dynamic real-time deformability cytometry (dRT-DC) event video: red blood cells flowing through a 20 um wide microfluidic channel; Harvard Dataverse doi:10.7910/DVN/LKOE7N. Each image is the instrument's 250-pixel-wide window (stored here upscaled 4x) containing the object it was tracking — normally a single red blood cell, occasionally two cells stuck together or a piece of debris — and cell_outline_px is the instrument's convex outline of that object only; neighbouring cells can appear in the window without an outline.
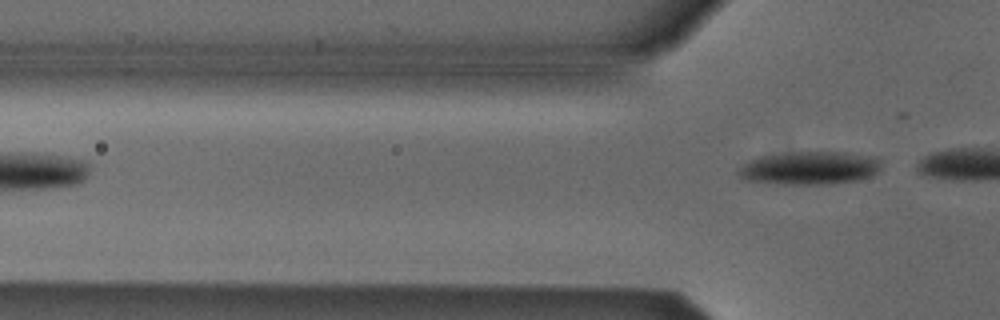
{"species": "Egyptian fruit bat (a non-hibernating species)", "species_latin": "Rousettus aegyptiacus", "temperature_condition": "cold", "stored_images_in_passage": 4, "segment_of_instrument_passage": [2, 2], "camera_frame_rate_fps": 3000, "um_per_image_px": 0.085, "animal": {"sex": "male"}, "frame": {"image": 1, "passage_image": 4, "time_ms": 4.333, "image_size_px": [1000, 320], "cell_outline_px": [[884, 164], [880, 172], [872, 176], [860, 180], [832, 184], [780, 184], [748, 180], [740, 176], [736, 172], [736, 168], [748, 160], [760, 156], [792, 152], [844, 152], [876, 156]], "centroid_in_image_um": [68.88, 14.28], "position_along_channel_um": 56.9, "area_um2": 28.21}}